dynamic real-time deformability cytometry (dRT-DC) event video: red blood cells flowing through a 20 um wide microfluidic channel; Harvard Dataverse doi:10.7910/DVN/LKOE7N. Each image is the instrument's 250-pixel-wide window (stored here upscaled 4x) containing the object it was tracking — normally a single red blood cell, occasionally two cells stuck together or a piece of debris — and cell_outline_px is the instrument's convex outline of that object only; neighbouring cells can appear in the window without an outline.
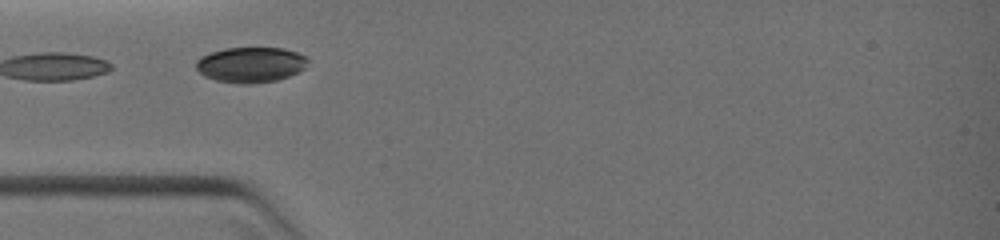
{"species": "common noctule bat (a hibernating species)", "species_latin": "Nyctalus noctula", "temperature_condition": "warm", "stored_images_in_passage": 13, "camera_frame_rate_fps": 3000, "um_per_image_px": 0.085, "animal": {"sex": "female", "body_mass_g": 19.0, "forearm_length_mm": 51.5}, "frame": {"image": 1, "passage_image": 1, "time_ms": 0.0, "image_size_px": [1000, 240], "cell_outline_px": [[308, 60], [304, 68], [300, 72], [276, 80], [252, 84], [240, 84], [216, 80], [204, 76], [196, 68], [196, 60], [200, 56], [224, 48], [284, 48], [308, 56]], "centroid_in_image_um": [21.31, 5.5], "position_along_channel_um": 63.7, "area_um2": 23.18}}
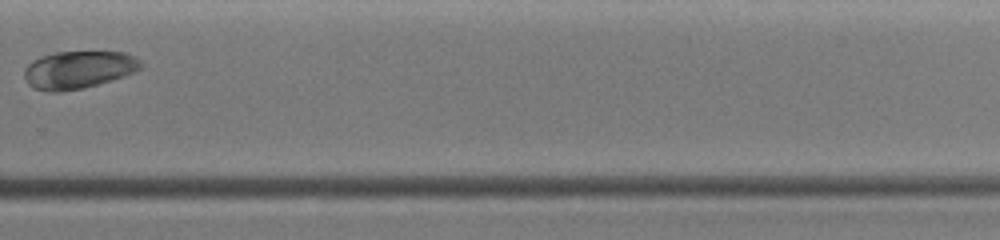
{"frame": {"image": 2, "passage_image": 11, "time_ms": 5.667, "image_size_px": [1000, 240], "cell_outline_px": [[144, 68], [124, 76], [84, 88], [60, 92], [48, 92], [32, 88], [28, 84], [24, 76], [24, 68], [32, 60], [56, 52], [124, 52], [136, 56], [144, 64]], "centroid_in_image_um": [6.69, 5.93], "position_along_channel_um": 323.1, "area_um2": 25.78}}